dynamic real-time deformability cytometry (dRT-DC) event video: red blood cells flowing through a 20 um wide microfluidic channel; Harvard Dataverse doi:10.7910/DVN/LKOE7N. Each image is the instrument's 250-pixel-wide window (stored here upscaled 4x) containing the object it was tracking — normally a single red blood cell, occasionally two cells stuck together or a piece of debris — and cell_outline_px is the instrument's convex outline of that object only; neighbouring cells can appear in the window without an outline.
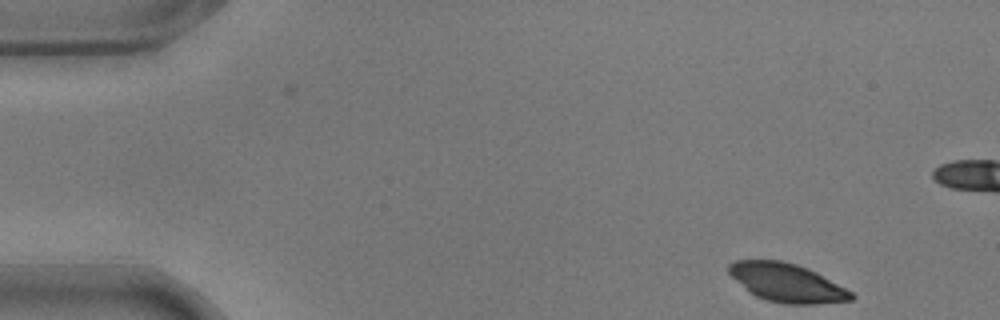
{"species": "common noctule bat (a hibernating species)", "species_latin": "Nyctalus noctula", "temperature_condition": "warm", "stored_images_in_passage": 2, "camera_frame_rate_fps": 3000, "um_per_image_px": 0.085, "animal": {"sex": "male", "body_mass_g": 17.9}, "frame": {"image": 1, "passage_image": 2, "time_ms": 0.333, "image_size_px": [1000, 320], "cell_outline_px": [[856, 296], [852, 300], [816, 304], [784, 304], [768, 300], [756, 296], [748, 292], [728, 272], [728, 264], [736, 260], [780, 260], [796, 264], [808, 268], [816, 272], [852, 292]], "centroid_in_image_um": [66.88, 24.03], "position_along_channel_um": 18.1, "area_um2": 27.34}}